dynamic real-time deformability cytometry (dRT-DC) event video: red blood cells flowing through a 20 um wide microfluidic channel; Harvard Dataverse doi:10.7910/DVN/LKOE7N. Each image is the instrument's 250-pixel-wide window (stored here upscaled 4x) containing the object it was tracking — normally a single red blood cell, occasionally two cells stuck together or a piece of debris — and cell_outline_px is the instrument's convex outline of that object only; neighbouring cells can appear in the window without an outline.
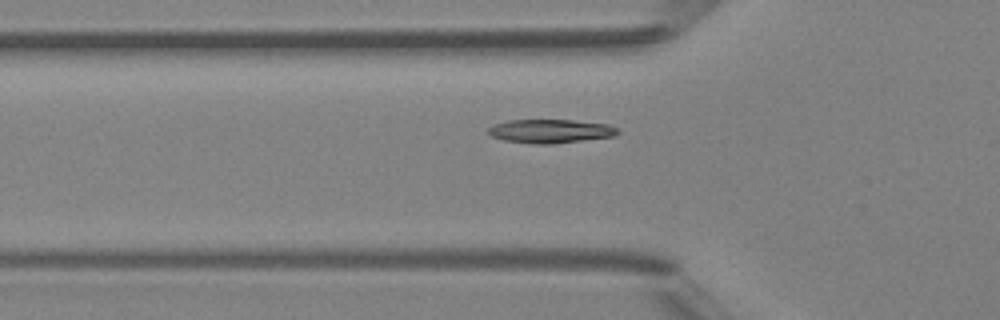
{"species": "Egyptian fruit bat (a non-hibernating species)", "species_latin": "Rousettus aegyptiacus", "temperature_condition": "room temperature", "stored_images_in_passage": 37, "camera_frame_rate_fps": 3000, "um_per_image_px": 0.085, "animal": {"sex": "female"}, "frame": {"image": 1, "passage_image": 5, "time_ms": 1.333, "image_size_px": [1000, 320], "cell_outline_px": [[620, 132], [616, 136], [552, 144], [532, 144], [504, 140], [492, 136], [488, 132], [488, 128], [496, 124], [508, 120], [572, 120], [608, 124], [616, 128]], "centroid_in_image_um": [46.81, 11.15], "position_along_channel_um": 79.0, "area_um2": 17.86}}
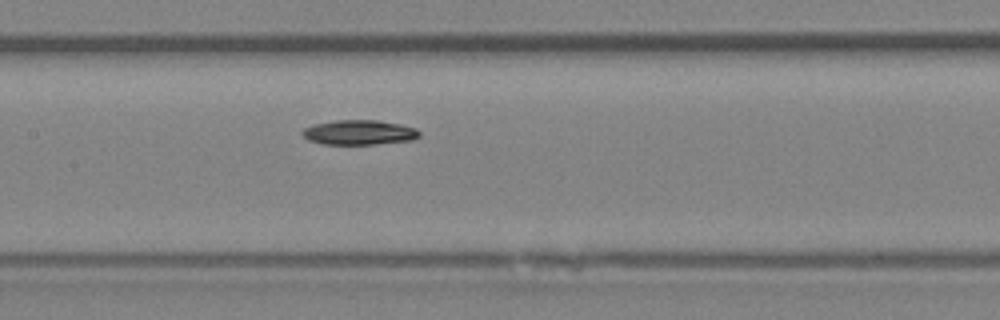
{"frame": {"image": 2, "passage_image": 12, "time_ms": 3.667, "image_size_px": [1000, 320], "cell_outline_px": [[420, 136], [412, 140], [372, 144], [320, 144], [308, 140], [300, 132], [304, 128], [312, 124], [336, 120], [376, 120], [400, 124], [416, 128], [420, 132]], "centroid_in_image_um": [30.5, 11.25], "position_along_channel_um": 176.9, "area_um2": 16.94}}
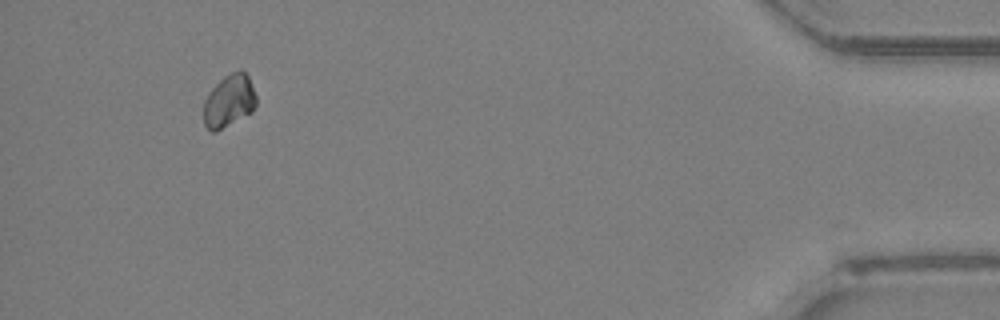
{"frame": {"image": 3, "passage_image": 34, "time_ms": 11.0, "image_size_px": [1000, 320], "cell_outline_px": [[256, 104], [252, 112], [216, 132], [212, 132], [204, 124], [204, 100], [208, 92], [224, 76], [240, 68], [248, 76], [256, 96]], "centroid_in_image_um": [19.46, 8.58], "position_along_channel_um": 415.7, "area_um2": 16.13}}